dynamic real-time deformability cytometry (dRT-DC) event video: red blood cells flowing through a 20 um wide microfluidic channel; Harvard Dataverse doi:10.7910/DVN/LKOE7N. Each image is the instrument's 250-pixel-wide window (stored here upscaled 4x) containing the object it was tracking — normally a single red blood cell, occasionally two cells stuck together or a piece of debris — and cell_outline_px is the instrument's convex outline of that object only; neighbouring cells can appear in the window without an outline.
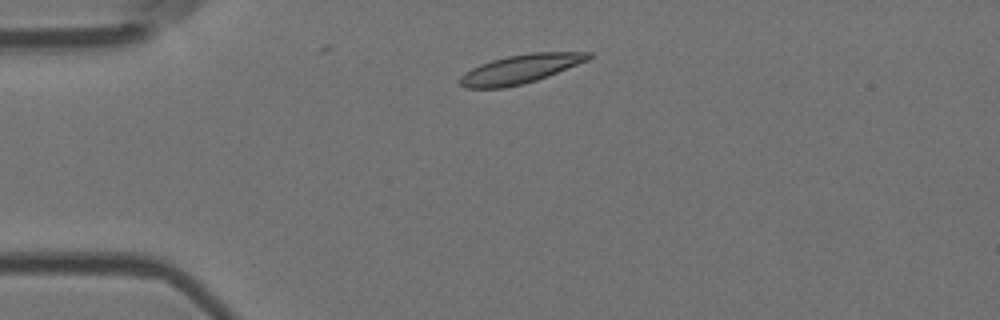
{"species": "Egyptian fruit bat (a non-hibernating species)", "species_latin": "Rousettus aegyptiacus", "temperature_condition": "room temperature", "stored_images_in_passage": 3, "camera_frame_rate_fps": 3000, "um_per_image_px": 0.085, "animal": {"sex": "female"}, "frame": {"image": 1, "passage_image": 2, "time_ms": 0.333, "image_size_px": [1000, 320], "cell_outline_px": [[592, 56], [588, 60], [548, 76], [524, 84], [504, 88], [464, 88], [460, 84], [460, 76], [464, 72], [480, 64], [492, 60], [508, 56], [532, 52], [592, 52]], "centroid_in_image_um": [44.22, 5.87], "position_along_channel_um": 40.8, "area_um2": 21.56}}